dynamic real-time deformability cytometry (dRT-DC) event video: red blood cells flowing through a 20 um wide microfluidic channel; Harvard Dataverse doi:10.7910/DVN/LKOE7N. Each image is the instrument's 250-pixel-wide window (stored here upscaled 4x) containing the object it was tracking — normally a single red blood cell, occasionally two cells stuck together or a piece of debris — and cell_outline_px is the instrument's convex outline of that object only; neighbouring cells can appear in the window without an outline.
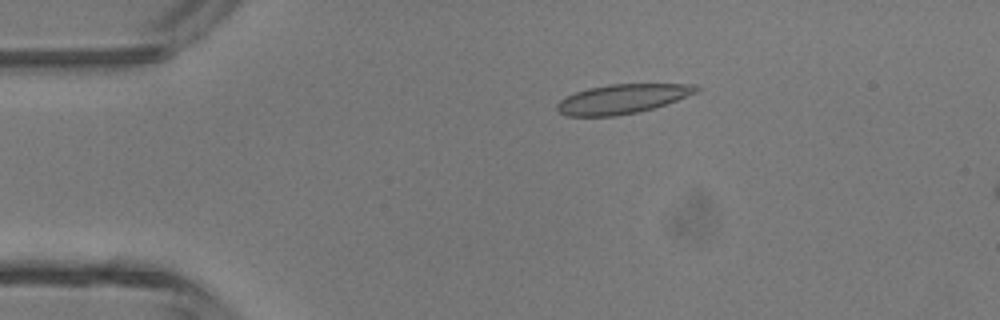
{"species": "common noctule bat (a hibernating species)", "species_latin": "Nyctalus noctula", "temperature_condition": "room temperature", "stored_images_in_passage": 3, "segment_of_instrument_passage": [1, 2], "camera_frame_rate_fps": 3000, "um_per_image_px": 0.085, "animal": {"sex": "male", "body_mass_g": 13.3}, "frame": {"image": 1, "passage_image": 1, "time_ms": 0.0, "image_size_px": [1000, 320], "cell_outline_px": [[700, 92], [652, 108], [636, 112], [616, 116], [568, 116], [560, 112], [556, 108], [556, 104], [560, 100], [576, 92], [588, 88], [608, 84], [696, 84], [700, 88]], "centroid_in_image_um": [52.91, 8.4], "position_along_channel_um": 32.1, "area_um2": 23.7}}